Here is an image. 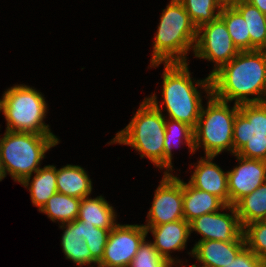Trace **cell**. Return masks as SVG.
<instances>
[{
  "mask_svg": "<svg viewBox=\"0 0 266 267\" xmlns=\"http://www.w3.org/2000/svg\"><path fill=\"white\" fill-rule=\"evenodd\" d=\"M211 84L212 94L226 102H266V50L239 51L211 76Z\"/></svg>",
  "mask_w": 266,
  "mask_h": 267,
  "instance_id": "cell-1",
  "label": "cell"
},
{
  "mask_svg": "<svg viewBox=\"0 0 266 267\" xmlns=\"http://www.w3.org/2000/svg\"><path fill=\"white\" fill-rule=\"evenodd\" d=\"M162 98L159 106L156 94L146 99L159 111L164 109L168 118L183 122L195 128L202 109V95L197 87L205 91L206 96L212 94L211 77L197 80L194 84L191 73L186 63H164Z\"/></svg>",
  "mask_w": 266,
  "mask_h": 267,
  "instance_id": "cell-2",
  "label": "cell"
},
{
  "mask_svg": "<svg viewBox=\"0 0 266 267\" xmlns=\"http://www.w3.org/2000/svg\"><path fill=\"white\" fill-rule=\"evenodd\" d=\"M196 38L197 28L183 4L179 0H171L160 17L150 67H158L161 63H186V55L194 51Z\"/></svg>",
  "mask_w": 266,
  "mask_h": 267,
  "instance_id": "cell-3",
  "label": "cell"
},
{
  "mask_svg": "<svg viewBox=\"0 0 266 267\" xmlns=\"http://www.w3.org/2000/svg\"><path fill=\"white\" fill-rule=\"evenodd\" d=\"M57 144L59 139L55 135L5 130L0 137V159L5 174L21 184L40 169L45 153Z\"/></svg>",
  "mask_w": 266,
  "mask_h": 267,
  "instance_id": "cell-4",
  "label": "cell"
},
{
  "mask_svg": "<svg viewBox=\"0 0 266 267\" xmlns=\"http://www.w3.org/2000/svg\"><path fill=\"white\" fill-rule=\"evenodd\" d=\"M165 132V114L145 98L129 124L108 144L129 145L141 153V158L145 156L153 165L163 169Z\"/></svg>",
  "mask_w": 266,
  "mask_h": 267,
  "instance_id": "cell-5",
  "label": "cell"
},
{
  "mask_svg": "<svg viewBox=\"0 0 266 267\" xmlns=\"http://www.w3.org/2000/svg\"><path fill=\"white\" fill-rule=\"evenodd\" d=\"M207 108L202 106L200 117L193 129L194 151L203 147L205 156H217L223 151L233 154V129L239 105L233 107L229 102L216 98L213 94L207 97Z\"/></svg>",
  "mask_w": 266,
  "mask_h": 267,
  "instance_id": "cell-6",
  "label": "cell"
},
{
  "mask_svg": "<svg viewBox=\"0 0 266 267\" xmlns=\"http://www.w3.org/2000/svg\"><path fill=\"white\" fill-rule=\"evenodd\" d=\"M47 108L42 93L23 84L8 88L0 99L8 131L54 135L44 122Z\"/></svg>",
  "mask_w": 266,
  "mask_h": 267,
  "instance_id": "cell-7",
  "label": "cell"
},
{
  "mask_svg": "<svg viewBox=\"0 0 266 267\" xmlns=\"http://www.w3.org/2000/svg\"><path fill=\"white\" fill-rule=\"evenodd\" d=\"M266 161V102L239 105L233 129V155Z\"/></svg>",
  "mask_w": 266,
  "mask_h": 267,
  "instance_id": "cell-8",
  "label": "cell"
},
{
  "mask_svg": "<svg viewBox=\"0 0 266 267\" xmlns=\"http://www.w3.org/2000/svg\"><path fill=\"white\" fill-rule=\"evenodd\" d=\"M194 56L215 63L214 69L208 75L211 77L223 65L230 62L238 53L224 21L217 17L197 29Z\"/></svg>",
  "mask_w": 266,
  "mask_h": 267,
  "instance_id": "cell-9",
  "label": "cell"
},
{
  "mask_svg": "<svg viewBox=\"0 0 266 267\" xmlns=\"http://www.w3.org/2000/svg\"><path fill=\"white\" fill-rule=\"evenodd\" d=\"M147 234L143 225L117 224L110 231L97 267H129Z\"/></svg>",
  "mask_w": 266,
  "mask_h": 267,
  "instance_id": "cell-10",
  "label": "cell"
},
{
  "mask_svg": "<svg viewBox=\"0 0 266 267\" xmlns=\"http://www.w3.org/2000/svg\"><path fill=\"white\" fill-rule=\"evenodd\" d=\"M184 219L183 216V180L170 174H164L155 190L152 206L143 226L163 225Z\"/></svg>",
  "mask_w": 266,
  "mask_h": 267,
  "instance_id": "cell-11",
  "label": "cell"
},
{
  "mask_svg": "<svg viewBox=\"0 0 266 267\" xmlns=\"http://www.w3.org/2000/svg\"><path fill=\"white\" fill-rule=\"evenodd\" d=\"M228 210L230 213L218 211L195 218L190 222V233H199L202 236L199 241L245 242L234 205H228Z\"/></svg>",
  "mask_w": 266,
  "mask_h": 267,
  "instance_id": "cell-12",
  "label": "cell"
},
{
  "mask_svg": "<svg viewBox=\"0 0 266 267\" xmlns=\"http://www.w3.org/2000/svg\"><path fill=\"white\" fill-rule=\"evenodd\" d=\"M239 165L227 171L229 205L252 193L266 182V161L235 155Z\"/></svg>",
  "mask_w": 266,
  "mask_h": 267,
  "instance_id": "cell-13",
  "label": "cell"
},
{
  "mask_svg": "<svg viewBox=\"0 0 266 267\" xmlns=\"http://www.w3.org/2000/svg\"><path fill=\"white\" fill-rule=\"evenodd\" d=\"M147 232H151L154 241L153 245L159 254L171 262L174 266L175 263L181 262L179 259L172 258L171 251H180L186 248L187 240L190 236V223L185 219L169 222L163 225L144 226Z\"/></svg>",
  "mask_w": 266,
  "mask_h": 267,
  "instance_id": "cell-14",
  "label": "cell"
},
{
  "mask_svg": "<svg viewBox=\"0 0 266 267\" xmlns=\"http://www.w3.org/2000/svg\"><path fill=\"white\" fill-rule=\"evenodd\" d=\"M214 158L215 156L201 157L197 165L193 166L195 169L188 183L196 189L211 193L229 205L227 172L212 162Z\"/></svg>",
  "mask_w": 266,
  "mask_h": 267,
  "instance_id": "cell-15",
  "label": "cell"
},
{
  "mask_svg": "<svg viewBox=\"0 0 266 267\" xmlns=\"http://www.w3.org/2000/svg\"><path fill=\"white\" fill-rule=\"evenodd\" d=\"M245 246L246 242L198 241L188 254L202 264L199 267H225L234 261ZM196 265L192 264L191 267Z\"/></svg>",
  "mask_w": 266,
  "mask_h": 267,
  "instance_id": "cell-16",
  "label": "cell"
},
{
  "mask_svg": "<svg viewBox=\"0 0 266 267\" xmlns=\"http://www.w3.org/2000/svg\"><path fill=\"white\" fill-rule=\"evenodd\" d=\"M219 210L228 211V205L211 193L196 189L183 181V216L188 223L204 214Z\"/></svg>",
  "mask_w": 266,
  "mask_h": 267,
  "instance_id": "cell-17",
  "label": "cell"
},
{
  "mask_svg": "<svg viewBox=\"0 0 266 267\" xmlns=\"http://www.w3.org/2000/svg\"><path fill=\"white\" fill-rule=\"evenodd\" d=\"M57 192L82 199L90 196L92 181L86 170L79 165L67 164L56 169Z\"/></svg>",
  "mask_w": 266,
  "mask_h": 267,
  "instance_id": "cell-18",
  "label": "cell"
},
{
  "mask_svg": "<svg viewBox=\"0 0 266 267\" xmlns=\"http://www.w3.org/2000/svg\"><path fill=\"white\" fill-rule=\"evenodd\" d=\"M113 208L102 195L96 198L84 197L80 202L77 219L97 228L113 229L118 224Z\"/></svg>",
  "mask_w": 266,
  "mask_h": 267,
  "instance_id": "cell-19",
  "label": "cell"
},
{
  "mask_svg": "<svg viewBox=\"0 0 266 267\" xmlns=\"http://www.w3.org/2000/svg\"><path fill=\"white\" fill-rule=\"evenodd\" d=\"M64 229L61 237L62 251L65 258L71 260L78 266L91 264V252L88 245L80 233V220L75 219L72 222L61 224Z\"/></svg>",
  "mask_w": 266,
  "mask_h": 267,
  "instance_id": "cell-20",
  "label": "cell"
},
{
  "mask_svg": "<svg viewBox=\"0 0 266 267\" xmlns=\"http://www.w3.org/2000/svg\"><path fill=\"white\" fill-rule=\"evenodd\" d=\"M56 179V166L46 165L35 172L32 180L27 177L21 183L29 190L32 204L38 207V211L57 193Z\"/></svg>",
  "mask_w": 266,
  "mask_h": 267,
  "instance_id": "cell-21",
  "label": "cell"
},
{
  "mask_svg": "<svg viewBox=\"0 0 266 267\" xmlns=\"http://www.w3.org/2000/svg\"><path fill=\"white\" fill-rule=\"evenodd\" d=\"M165 140L163 150V169L164 174H170L173 171L172 166V147L175 144L184 143L190 149V154H194V131L193 128L178 120L165 117ZM184 139V140H183ZM176 140V141H175ZM174 142V143H173ZM177 146V145H176ZM174 148V147H173Z\"/></svg>",
  "mask_w": 266,
  "mask_h": 267,
  "instance_id": "cell-22",
  "label": "cell"
},
{
  "mask_svg": "<svg viewBox=\"0 0 266 267\" xmlns=\"http://www.w3.org/2000/svg\"><path fill=\"white\" fill-rule=\"evenodd\" d=\"M244 18L250 34V51L266 50V14L245 0L231 4Z\"/></svg>",
  "mask_w": 266,
  "mask_h": 267,
  "instance_id": "cell-23",
  "label": "cell"
},
{
  "mask_svg": "<svg viewBox=\"0 0 266 267\" xmlns=\"http://www.w3.org/2000/svg\"><path fill=\"white\" fill-rule=\"evenodd\" d=\"M234 207L242 228L252 222L266 220V182L239 199Z\"/></svg>",
  "mask_w": 266,
  "mask_h": 267,
  "instance_id": "cell-24",
  "label": "cell"
},
{
  "mask_svg": "<svg viewBox=\"0 0 266 267\" xmlns=\"http://www.w3.org/2000/svg\"><path fill=\"white\" fill-rule=\"evenodd\" d=\"M81 199L62 193H55L39 212L44 213L52 222L60 221L65 224L74 221L78 217Z\"/></svg>",
  "mask_w": 266,
  "mask_h": 267,
  "instance_id": "cell-25",
  "label": "cell"
},
{
  "mask_svg": "<svg viewBox=\"0 0 266 267\" xmlns=\"http://www.w3.org/2000/svg\"><path fill=\"white\" fill-rule=\"evenodd\" d=\"M219 17L224 21L238 51H250V34L240 13L231 4H225Z\"/></svg>",
  "mask_w": 266,
  "mask_h": 267,
  "instance_id": "cell-26",
  "label": "cell"
},
{
  "mask_svg": "<svg viewBox=\"0 0 266 267\" xmlns=\"http://www.w3.org/2000/svg\"><path fill=\"white\" fill-rule=\"evenodd\" d=\"M190 17L194 26L210 23L220 16L225 5L222 0H179ZM217 10V12H216Z\"/></svg>",
  "mask_w": 266,
  "mask_h": 267,
  "instance_id": "cell-27",
  "label": "cell"
},
{
  "mask_svg": "<svg viewBox=\"0 0 266 267\" xmlns=\"http://www.w3.org/2000/svg\"><path fill=\"white\" fill-rule=\"evenodd\" d=\"M111 229L97 228L80 220V233L91 252V264L101 261Z\"/></svg>",
  "mask_w": 266,
  "mask_h": 267,
  "instance_id": "cell-28",
  "label": "cell"
},
{
  "mask_svg": "<svg viewBox=\"0 0 266 267\" xmlns=\"http://www.w3.org/2000/svg\"><path fill=\"white\" fill-rule=\"evenodd\" d=\"M243 235L246 247L266 263V220L246 225Z\"/></svg>",
  "mask_w": 266,
  "mask_h": 267,
  "instance_id": "cell-29",
  "label": "cell"
},
{
  "mask_svg": "<svg viewBox=\"0 0 266 267\" xmlns=\"http://www.w3.org/2000/svg\"><path fill=\"white\" fill-rule=\"evenodd\" d=\"M166 258L162 257L155 249L153 243L146 238L140 244L138 252L134 255L129 267H172Z\"/></svg>",
  "mask_w": 266,
  "mask_h": 267,
  "instance_id": "cell-30",
  "label": "cell"
},
{
  "mask_svg": "<svg viewBox=\"0 0 266 267\" xmlns=\"http://www.w3.org/2000/svg\"><path fill=\"white\" fill-rule=\"evenodd\" d=\"M225 267H266V263L245 246L234 261Z\"/></svg>",
  "mask_w": 266,
  "mask_h": 267,
  "instance_id": "cell-31",
  "label": "cell"
},
{
  "mask_svg": "<svg viewBox=\"0 0 266 267\" xmlns=\"http://www.w3.org/2000/svg\"><path fill=\"white\" fill-rule=\"evenodd\" d=\"M245 1L257 7L263 14H266V0H245Z\"/></svg>",
  "mask_w": 266,
  "mask_h": 267,
  "instance_id": "cell-32",
  "label": "cell"
},
{
  "mask_svg": "<svg viewBox=\"0 0 266 267\" xmlns=\"http://www.w3.org/2000/svg\"><path fill=\"white\" fill-rule=\"evenodd\" d=\"M5 177H6V174H5L3 165H2V161H1V159H0V181H2L3 178H5Z\"/></svg>",
  "mask_w": 266,
  "mask_h": 267,
  "instance_id": "cell-33",
  "label": "cell"
},
{
  "mask_svg": "<svg viewBox=\"0 0 266 267\" xmlns=\"http://www.w3.org/2000/svg\"><path fill=\"white\" fill-rule=\"evenodd\" d=\"M224 4H232L233 2L239 1V0H222Z\"/></svg>",
  "mask_w": 266,
  "mask_h": 267,
  "instance_id": "cell-34",
  "label": "cell"
}]
</instances>
